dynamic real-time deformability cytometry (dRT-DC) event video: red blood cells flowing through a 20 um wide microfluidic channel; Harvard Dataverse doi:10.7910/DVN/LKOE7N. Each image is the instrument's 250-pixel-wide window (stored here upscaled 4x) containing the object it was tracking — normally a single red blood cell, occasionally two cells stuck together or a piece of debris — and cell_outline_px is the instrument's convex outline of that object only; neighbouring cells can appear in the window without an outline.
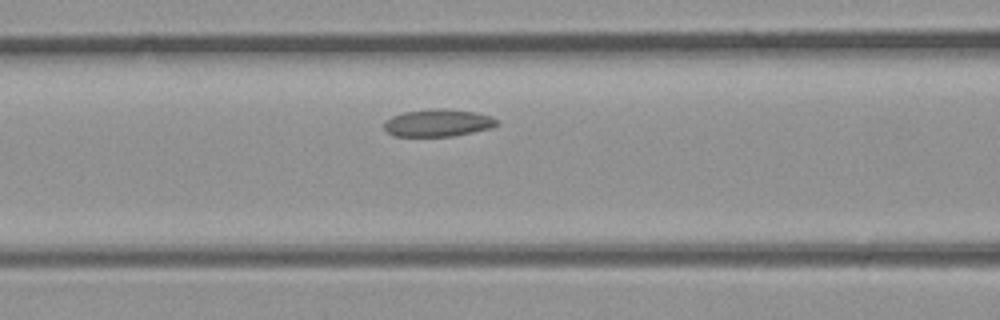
{"species": "common noctule bat (a hibernating species)", "species_latin": "Nyctalus noctula", "temperature_condition": "room temperature", "stored_images_in_passage": 21, "camera_frame_rate_fps": 3000, "um_per_image_px": 0.085, "animal": {"sex": "male", "body_mass_g": 23.1, "forearm_length_mm": 52.7}, "frame": {"image": 1, "passage_image": 7, "time_ms": 2.0, "image_size_px": [1000, 320], "cell_outline_px": [[500, 124], [492, 128], [452, 136], [392, 136], [384, 128], [384, 120], [392, 116], [404, 112], [436, 108], [444, 108], [476, 112], [492, 116]], "centroid_in_image_um": [37.23, 10.44], "position_along_channel_um": 129.4, "area_um2": 18.09}}
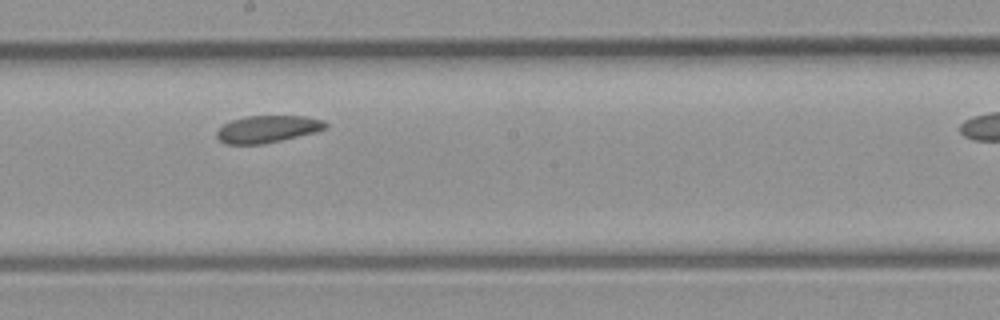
{"frame": {"image": 2, "passage_image": 12, "time_ms": 3.667, "image_size_px": [1000, 320], "cell_outline_px": [[328, 128], [316, 132], [264, 144], [224, 144], [216, 136], [216, 132], [224, 124], [232, 120], [244, 116], [304, 116], [324, 120], [328, 124]], "centroid_in_image_um": [22.76, 10.97], "position_along_channel_um": 225.4, "area_um2": 17.28}}
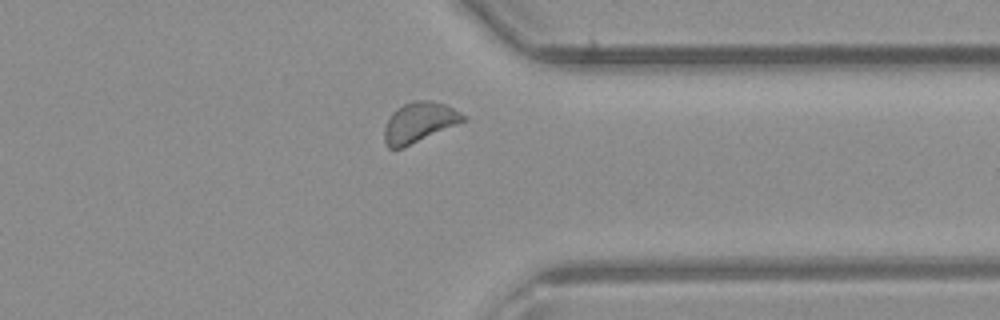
{"frame": {"image": 3, "passage_image": 20, "time_ms": 6.333, "image_size_px": [1000, 320], "cell_outline_px": [[468, 120], [404, 148], [388, 148], [384, 140], [384, 128], [392, 112], [396, 108], [412, 100], [432, 100], [444, 104], [468, 116]], "centroid_in_image_um": [35.65, 10.4], "position_along_channel_um": 375.7, "area_um2": 18.73}}